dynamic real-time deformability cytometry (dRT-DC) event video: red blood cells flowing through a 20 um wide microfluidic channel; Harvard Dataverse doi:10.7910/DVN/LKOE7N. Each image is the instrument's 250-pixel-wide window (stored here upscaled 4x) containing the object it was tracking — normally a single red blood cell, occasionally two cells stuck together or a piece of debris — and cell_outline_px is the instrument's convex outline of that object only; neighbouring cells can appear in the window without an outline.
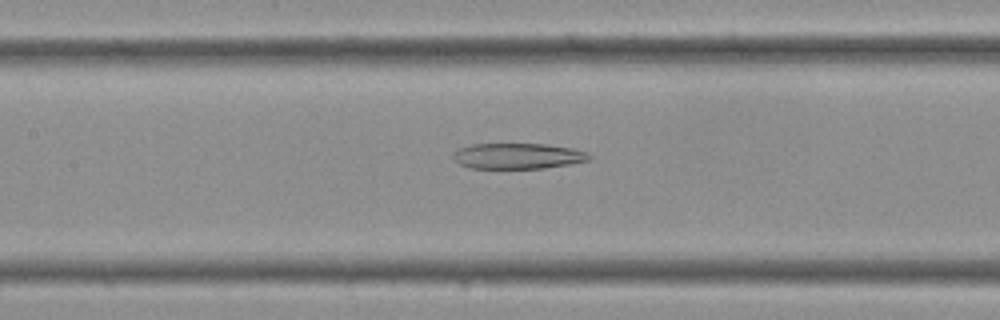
{"species": "Egyptian fruit bat (a non-hibernating species)", "species_latin": "Rousettus aegyptiacus", "temperature_condition": "cold", "stored_images_in_passage": 36, "camera_frame_rate_fps": 3000, "um_per_image_px": 0.085, "frame": {"image": 1, "passage_image": 16, "time_ms": 5.0, "image_size_px": [1000, 320], "cell_outline_px": [[592, 160], [544, 168], [468, 168], [460, 164], [452, 156], [452, 152], [460, 148], [472, 144], [544, 144], [572, 148], [588, 152], [592, 156]], "centroid_in_image_um": [44.03, 13.26], "position_along_channel_um": 163.4, "area_um2": 20.4}}
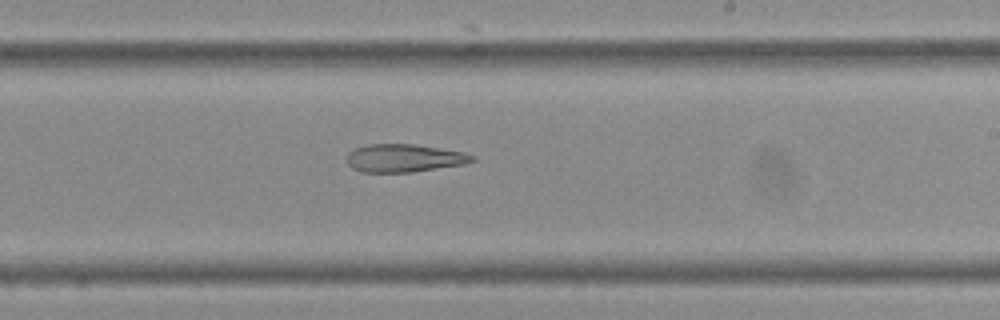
{"frame": {"image": 2, "passage_image": 21, "time_ms": 6.667, "image_size_px": [1000, 320], "cell_outline_px": [[476, 160], [464, 164], [412, 172], [360, 172], [352, 168], [348, 164], [348, 152], [352, 148], [368, 144], [416, 144], [464, 152], [476, 156]], "centroid_in_image_um": [34.35, 13.43], "position_along_channel_um": 254.7, "area_um2": 20.58}}
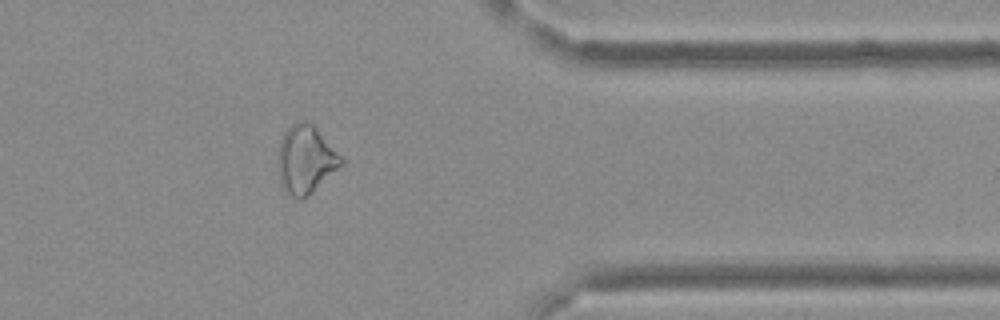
{"frame": {"image": 3, "passage_image": 29, "time_ms": 9.333, "image_size_px": [1000, 320], "cell_outline_px": [[344, 164], [312, 192], [300, 200], [284, 192], [280, 184], [276, 168], [276, 156], [280, 140], [284, 132], [296, 120], [308, 120], [316, 128], [344, 160]], "centroid_in_image_um": [25.92, 13.56], "position_along_channel_um": 385.5, "area_um2": 25.49}}